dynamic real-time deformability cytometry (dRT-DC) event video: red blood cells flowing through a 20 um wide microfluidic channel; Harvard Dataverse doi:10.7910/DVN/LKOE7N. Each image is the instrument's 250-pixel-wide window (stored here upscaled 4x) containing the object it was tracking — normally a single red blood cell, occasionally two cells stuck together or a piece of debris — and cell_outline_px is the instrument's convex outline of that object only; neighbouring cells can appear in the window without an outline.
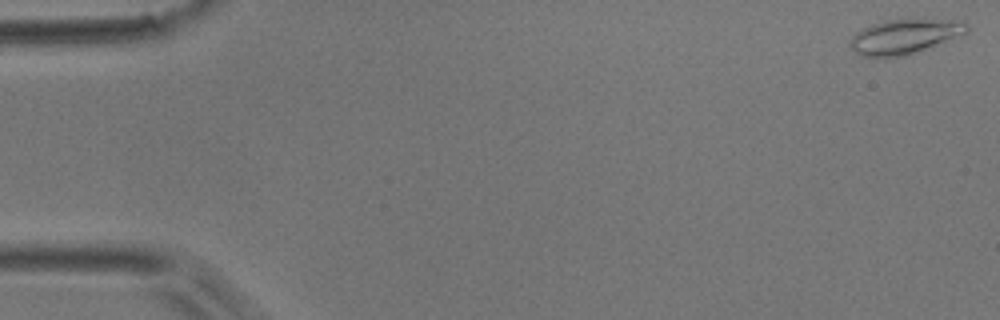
{"species": "common noctule bat (a hibernating species)", "species_latin": "Nyctalus noctula", "temperature_condition": "room temperature", "stored_images_in_passage": 54, "camera_frame_rate_fps": 3000, "um_per_image_px": 0.085, "animal": {"sex": "male", "body_mass_g": 17.9}, "frame": {"image": 1, "passage_image": 1, "time_ms": 0.0, "image_size_px": [1000, 320], "cell_outline_px": [[968, 28], [964, 32], [908, 56], [876, 60], [860, 56], [848, 44], [852, 36], [856, 32], [872, 24], [884, 20], [908, 16], [964, 20], [968, 24]], "centroid_in_image_um": [76.83, 3.08], "position_along_channel_um": 8.2, "area_um2": 24.8}}
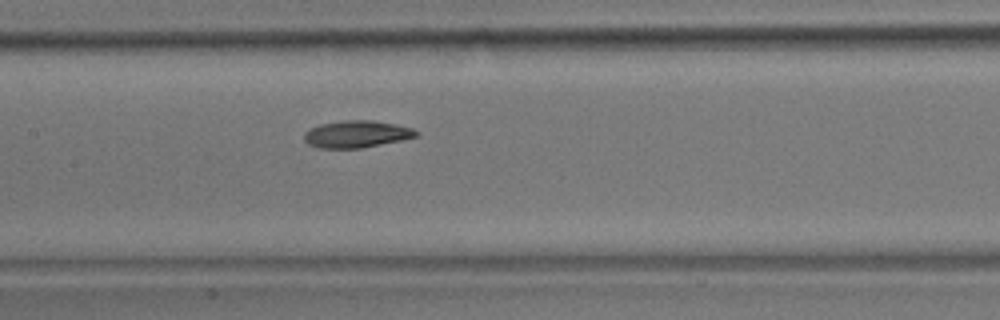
{"frame": {"image": 2, "passage_image": 26, "time_ms": 8.333, "image_size_px": [1000, 320], "cell_outline_px": [[420, 136], [404, 140], [360, 148], [316, 148], [308, 144], [304, 140], [304, 132], [320, 124], [344, 120], [372, 120], [396, 124], [412, 128], [420, 132]], "centroid_in_image_um": [30.35, 11.4], "position_along_channel_um": 177.1, "area_um2": 17.86}}
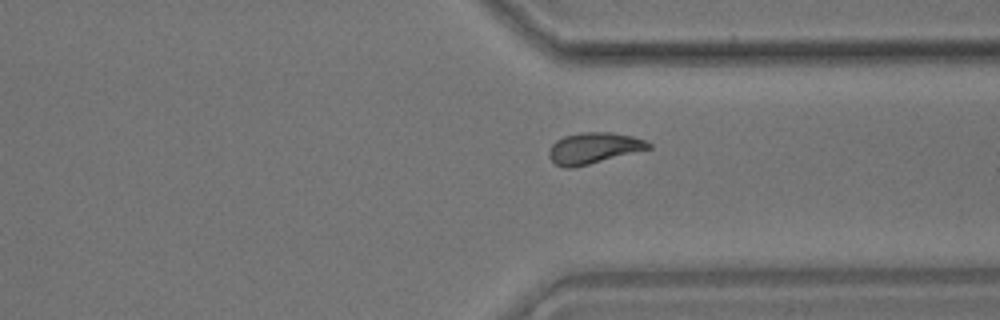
{"frame": {"image": 3, "passage_image": 41, "time_ms": 13.333, "image_size_px": [1000, 320], "cell_outline_px": [[652, 148], [572, 168], [564, 168], [556, 164], [548, 156], [548, 152], [552, 144], [556, 140], [564, 136], [584, 132], [608, 132], [632, 136], [644, 140], [652, 144]], "centroid_in_image_um": [50.45, 12.59], "position_along_channel_um": 361.0, "area_um2": 17.86}, "authors_computed_cell_mechanics": {"area_um2": 17.8891, "velocity_mm_per_s": 3.6812, "shape_relaxation_time_tau1_ms": 8.605, "shape_relaxation_time_tau2_ms": 4.62, "deformation_change_tau1": 0.1858, "deformation_change_tau2": 0.1002}}